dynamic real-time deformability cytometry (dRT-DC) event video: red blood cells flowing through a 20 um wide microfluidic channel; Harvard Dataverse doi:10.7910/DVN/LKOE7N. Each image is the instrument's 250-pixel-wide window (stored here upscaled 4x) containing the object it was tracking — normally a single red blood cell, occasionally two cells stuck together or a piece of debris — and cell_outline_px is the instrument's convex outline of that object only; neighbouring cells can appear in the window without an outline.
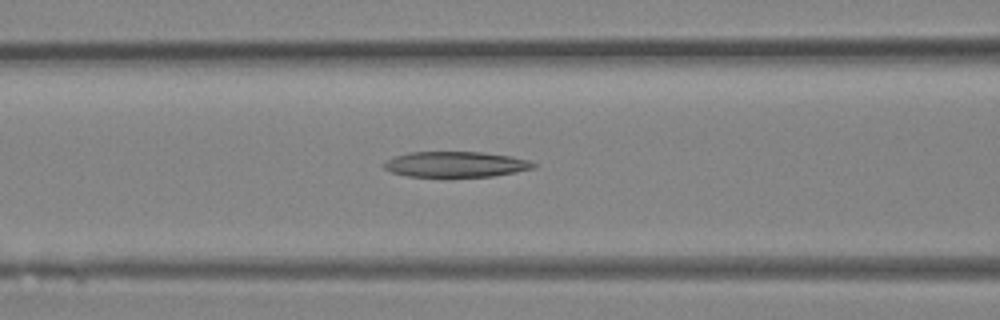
{"species": "Egyptian fruit bat (a non-hibernating species)", "species_latin": "Rousettus aegyptiacus", "temperature_condition": "room temperature", "stored_images_in_passage": 28, "camera_frame_rate_fps": 3000, "um_per_image_px": 0.085, "animal": {"sex": "female"}, "frame": {"image": 1, "passage_image": 6, "time_ms": 1.667, "image_size_px": [1000, 320], "cell_outline_px": [[536, 168], [516, 172], [492, 176], [448, 180], [444, 180], [408, 176], [388, 172], [384, 168], [384, 164], [388, 160], [396, 156], [408, 152], [484, 152], [512, 156], [532, 160], [536, 164]], "centroid_in_image_um": [38.76, 14.02], "position_along_channel_um": 127.8, "area_um2": 23.58}}
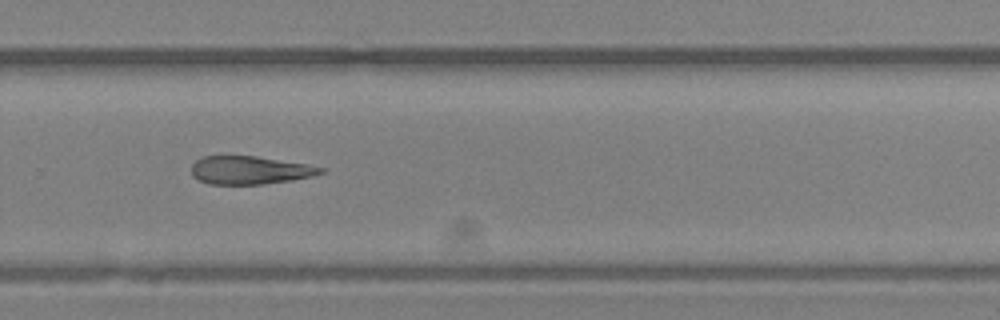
{"frame": {"image": 2, "passage_image": 16, "time_ms": 5.0, "image_size_px": [1000, 320], "cell_outline_px": [[324, 172], [312, 176], [292, 180], [264, 184], [208, 184], [192, 176], [192, 164], [196, 160], [204, 156], [256, 156], [308, 164], [324, 168]], "centroid_in_image_um": [21.24, 14.46], "position_along_channel_um": 308.6, "area_um2": 21.15}}
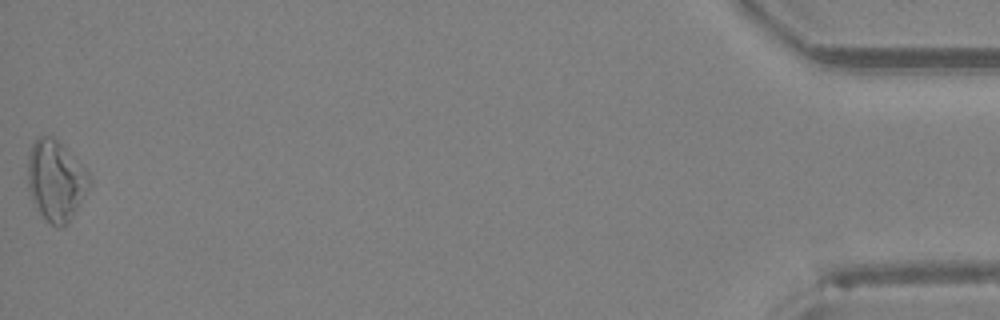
{"frame": {"image": 3, "passage_image": 28, "time_ms": 9.0, "image_size_px": [1000, 320], "cell_outline_px": [[88, 184], [76, 208], [68, 220], [60, 228], [44, 220], [40, 216], [32, 200], [28, 188], [28, 156], [32, 144], [36, 136], [52, 136], [88, 172]], "centroid_in_image_um": [4.66, 15.34], "position_along_channel_um": 430.5, "area_um2": 27.98}}